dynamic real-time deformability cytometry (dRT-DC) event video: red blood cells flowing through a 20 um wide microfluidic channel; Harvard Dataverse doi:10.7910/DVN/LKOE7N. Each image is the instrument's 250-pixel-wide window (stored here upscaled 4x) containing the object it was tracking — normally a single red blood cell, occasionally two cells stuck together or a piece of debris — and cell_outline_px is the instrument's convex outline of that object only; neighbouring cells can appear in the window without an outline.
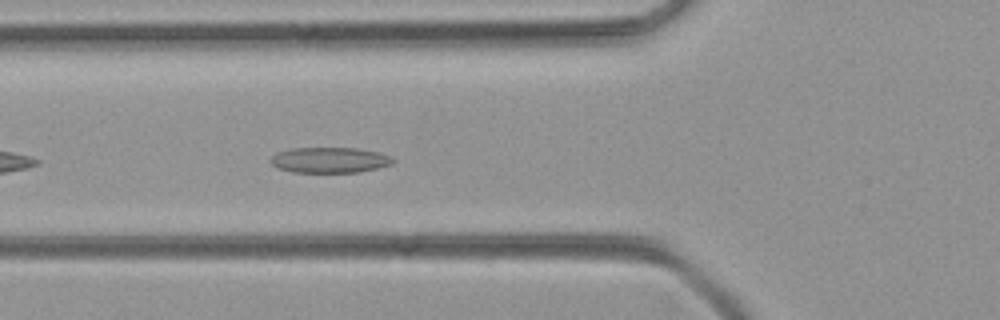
{"species": "common noctule bat (a hibernating species)", "species_latin": "Nyctalus noctula", "temperature_condition": "room temperature", "stored_images_in_passage": 37, "camera_frame_rate_fps": 3000, "um_per_image_px": 0.085, "animal": {"sex": "female", "body_mass_g": 21.9}, "frame": {"image": 1, "passage_image": 5, "time_ms": 1.333, "image_size_px": [1000, 320], "cell_outline_px": [[396, 160], [392, 164], [360, 172], [292, 172], [276, 168], [268, 160], [276, 152], [292, 148], [356, 148], [380, 152], [392, 156]], "centroid_in_image_um": [28.02, 13.6], "position_along_channel_um": 97.8, "area_um2": 18.44}}
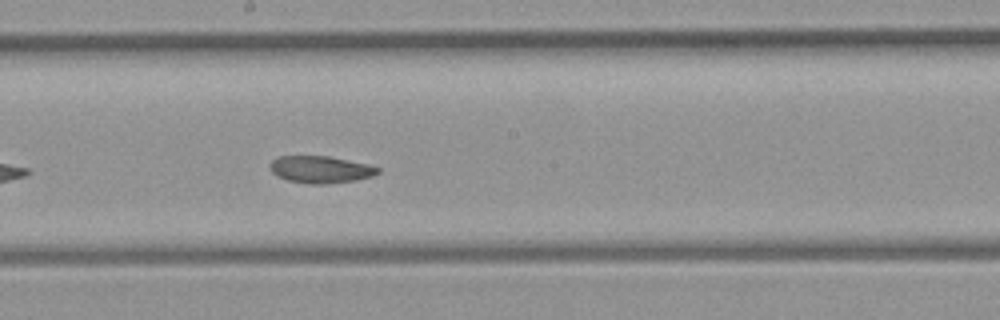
{"frame": {"image": 2, "passage_image": 14, "time_ms": 4.333, "image_size_px": [1000, 320], "cell_outline_px": [[380, 172], [372, 176], [356, 180], [328, 184], [308, 184], [288, 180], [276, 176], [272, 172], [268, 164], [276, 156], [328, 156], [368, 164], [380, 168]], "centroid_in_image_um": [27.22, 14.41], "position_along_channel_um": 221.0, "area_um2": 17.17}}
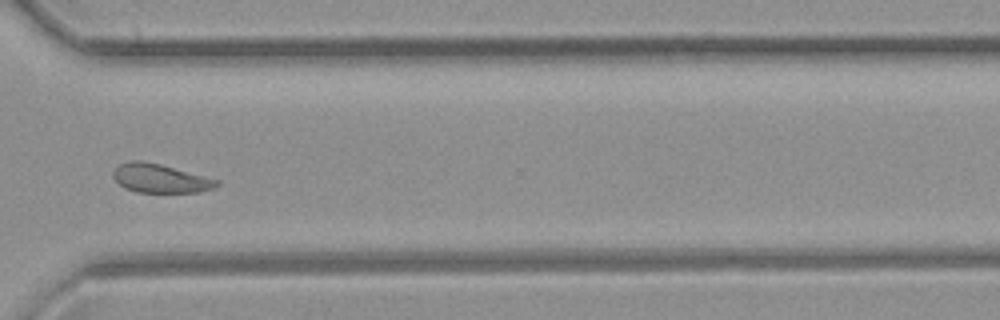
{"frame": {"image": 3, "passage_image": 24, "time_ms": 7.667, "image_size_px": [1000, 320], "cell_outline_px": [[220, 184], [212, 188], [200, 192], [136, 192], [124, 188], [112, 176], [112, 172], [120, 164], [132, 160], [140, 160], [160, 164], [220, 180]], "centroid_in_image_um": [13.61, 15.16], "position_along_channel_um": 357.0, "area_um2": 17.28}}